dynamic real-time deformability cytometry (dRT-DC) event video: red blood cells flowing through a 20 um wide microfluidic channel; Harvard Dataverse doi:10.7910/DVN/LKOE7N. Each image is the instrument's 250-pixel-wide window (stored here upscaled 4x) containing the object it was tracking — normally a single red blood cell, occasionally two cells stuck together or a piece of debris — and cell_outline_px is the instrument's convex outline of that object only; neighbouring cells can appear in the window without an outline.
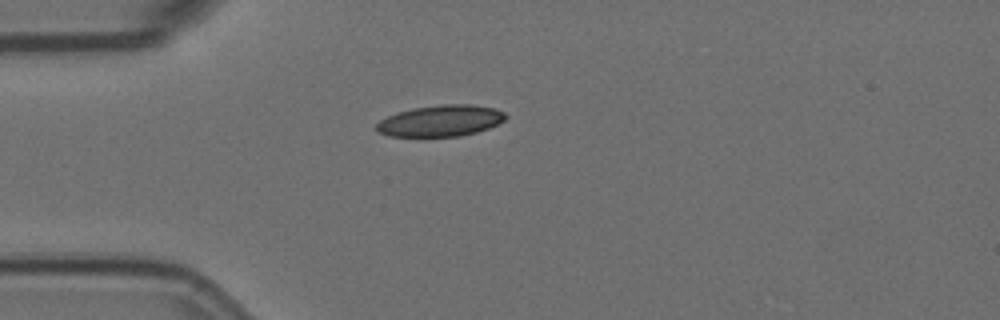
{"species": "Egyptian fruit bat (a non-hibernating species)", "species_latin": "Rousettus aegyptiacus", "temperature_condition": "room temperature", "stored_images_in_passage": 1, "camera_frame_rate_fps": 3000, "um_per_image_px": 0.085, "animal": {"sex": "female"}, "frame": {"image": 1, "passage_image": 1, "time_ms": 0.0, "image_size_px": [1000, 320], "cell_outline_px": [[508, 116], [504, 120], [488, 128], [476, 132], [460, 136], [388, 136], [376, 132], [376, 124], [380, 120], [396, 112], [412, 108], [444, 104], [472, 104], [496, 108], [504, 112]], "centroid_in_image_um": [37.44, 10.26], "position_along_channel_um": 47.6, "area_um2": 23.64}}